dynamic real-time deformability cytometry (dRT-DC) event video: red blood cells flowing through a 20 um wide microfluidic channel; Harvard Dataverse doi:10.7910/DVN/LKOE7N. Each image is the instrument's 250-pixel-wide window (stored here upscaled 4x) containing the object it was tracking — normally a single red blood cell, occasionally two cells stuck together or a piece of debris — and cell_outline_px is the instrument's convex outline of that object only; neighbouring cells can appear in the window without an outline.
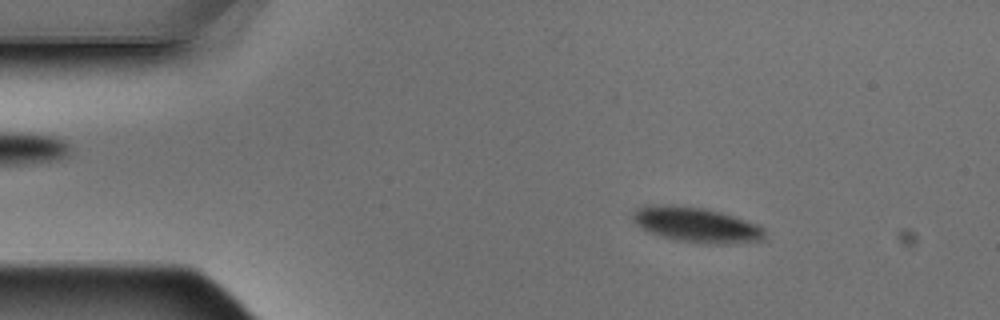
{"species": "Egyptian fruit bat (a non-hibernating species)", "species_latin": "Rousettus aegyptiacus", "temperature_condition": "warm", "stored_images_in_passage": 3, "camera_frame_rate_fps": 3000, "um_per_image_px": 0.085, "animal": {"sex": "male"}, "frame": {"image": 1, "passage_image": 1, "time_ms": 0.0, "image_size_px": [1000, 320], "cell_outline_px": [[764, 240], [728, 244], [704, 244], [676, 240], [648, 232], [636, 224], [632, 220], [632, 212], [636, 208], [644, 204], [672, 204], [704, 208], [720, 212], [756, 224], [764, 228]], "centroid_in_image_um": [59.12, 19.1], "position_along_channel_um": 25.9, "area_um2": 27.22}}